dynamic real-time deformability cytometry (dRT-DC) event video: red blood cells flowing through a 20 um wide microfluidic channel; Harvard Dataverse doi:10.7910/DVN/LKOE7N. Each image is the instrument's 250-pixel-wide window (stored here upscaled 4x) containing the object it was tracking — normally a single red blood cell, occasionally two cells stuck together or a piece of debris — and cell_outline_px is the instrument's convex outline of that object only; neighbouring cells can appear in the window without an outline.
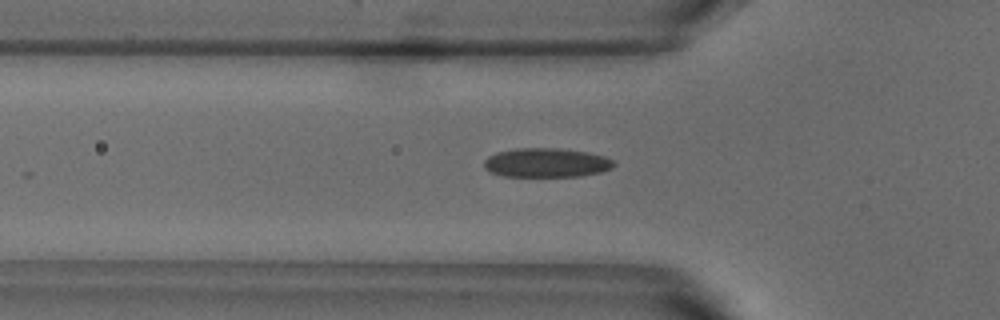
{"species": "common noctule bat (a hibernating species)", "species_latin": "Nyctalus noctula", "temperature_condition": "warm", "stored_images_in_passage": 22, "camera_frame_rate_fps": 3000, "um_per_image_px": 0.085, "animal": {"sex": "male", "body_mass_g": 18.8}, "frame": {"image": 1, "passage_image": 13, "time_ms": 4.0, "image_size_px": [1000, 320], "cell_outline_px": [[616, 164], [612, 168], [600, 172], [580, 176], [504, 176], [492, 172], [484, 168], [484, 160], [488, 156], [496, 152], [516, 148], [560, 148], [588, 152], [604, 156], [612, 160]], "centroid_in_image_um": [46.44, 13.82], "position_along_channel_um": 79.4, "area_um2": 22.08}}